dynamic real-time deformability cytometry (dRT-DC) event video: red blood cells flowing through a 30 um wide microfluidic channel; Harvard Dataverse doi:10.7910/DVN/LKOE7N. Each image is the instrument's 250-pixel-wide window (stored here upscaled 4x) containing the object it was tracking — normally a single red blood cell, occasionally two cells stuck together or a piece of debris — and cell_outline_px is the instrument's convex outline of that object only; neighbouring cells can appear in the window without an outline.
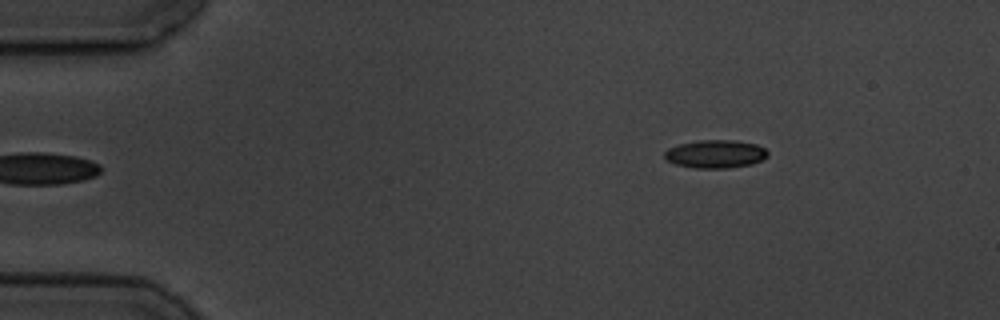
{"species": "common noctule bat (a hibernating species)", "species_latin": "Nyctalus noctula", "temperature_condition": "cold", "stored_images_in_passage": 6, "camera_frame_rate_fps": 3000, "um_per_image_px": 0.085, "animal": {"sex": "male", "body_mass_g": 19.5, "forearm_length_mm": 54.6}, "frame": {"image": 1, "passage_image": 6, "time_ms": 5.667, "image_size_px": [1000, 320], "cell_outline_px": [[768, 156], [752, 164], [728, 168], [696, 168], [676, 164], [668, 160], [664, 156], [664, 152], [668, 148], [680, 144], [700, 140], [736, 140], [756, 144], [764, 148], [768, 152]], "centroid_in_image_um": [60.83, 13.08], "position_along_channel_um": 24.2, "area_um2": 16.82}}